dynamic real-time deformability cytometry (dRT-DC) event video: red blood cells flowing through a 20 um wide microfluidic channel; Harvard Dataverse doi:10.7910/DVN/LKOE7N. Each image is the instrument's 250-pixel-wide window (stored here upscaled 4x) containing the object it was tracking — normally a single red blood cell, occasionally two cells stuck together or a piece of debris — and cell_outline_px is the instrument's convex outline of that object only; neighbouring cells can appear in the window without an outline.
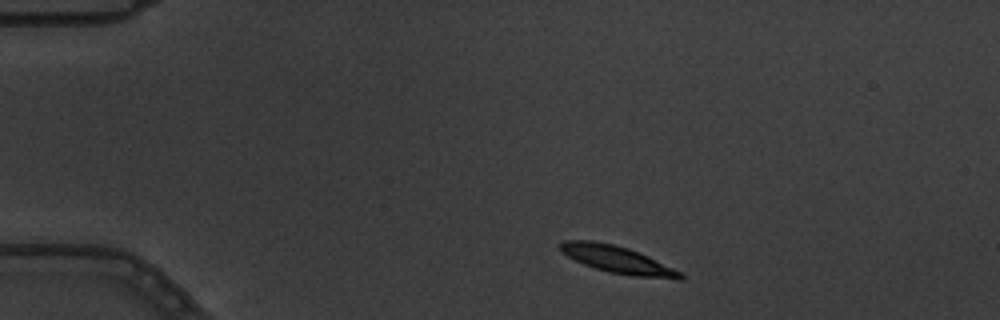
{"species": "common noctule bat (a hibernating species)", "species_latin": "Nyctalus noctula", "temperature_condition": "warm", "stored_images_in_passage": 6, "camera_frame_rate_fps": 3000, "um_per_image_px": 0.085, "animal": {"sex": "male", "body_mass_g": 19.5, "forearm_length_mm": 54.6}, "frame": {"image": 1, "passage_image": 1, "time_ms": 0.0, "image_size_px": [1000, 320], "cell_outline_px": [[684, 276], [680, 280], [676, 280], [632, 276], [608, 272], [584, 264], [568, 256], [556, 244], [560, 240], [592, 240], [612, 244], [628, 248], [648, 256], [680, 272]], "centroid_in_image_um": [52.46, 22.07], "position_along_channel_um": 32.5, "area_um2": 18.96}}
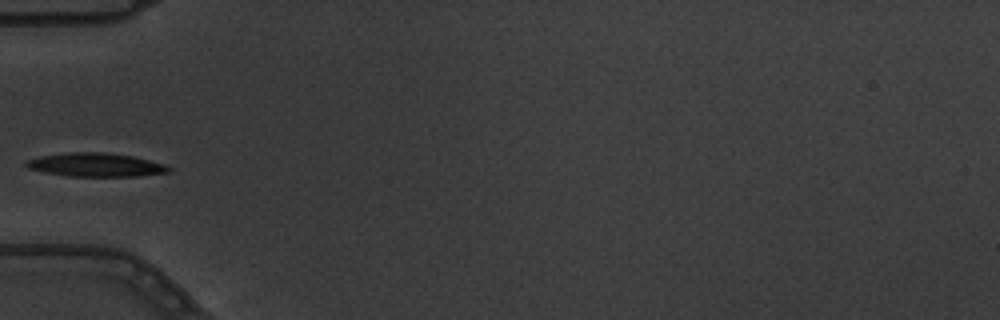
{"frame": {"image": 2, "passage_image": 3, "time_ms": 0.667, "image_size_px": [1000, 320], "cell_outline_px": [[172, 172], [140, 176], [68, 176], [28, 168], [24, 164], [28, 160], [40, 156], [68, 152], [104, 152], [132, 156], [164, 164], [172, 168]], "centroid_in_image_um": [8.19, 14.01], "position_along_channel_um": 76.8, "area_um2": 19.48}}